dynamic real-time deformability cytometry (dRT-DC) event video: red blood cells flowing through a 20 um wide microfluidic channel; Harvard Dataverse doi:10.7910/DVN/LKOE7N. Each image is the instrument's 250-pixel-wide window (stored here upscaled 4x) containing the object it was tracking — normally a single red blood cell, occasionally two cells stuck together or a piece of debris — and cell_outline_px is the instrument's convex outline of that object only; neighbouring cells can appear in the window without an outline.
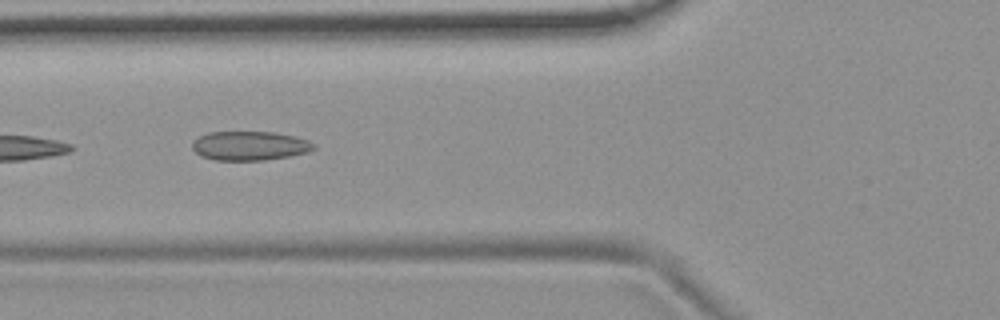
{"species": "common noctule bat (a hibernating species)", "species_latin": "Nyctalus noctula", "temperature_condition": "room temperature", "stored_images_in_passage": 14, "camera_frame_rate_fps": 3000, "um_per_image_px": 0.085, "animal": {"sex": "female", "body_mass_g": 19.9}, "frame": {"image": 1, "passage_image": 5, "time_ms": 1.333, "image_size_px": [1000, 320], "cell_outline_px": [[316, 148], [308, 152], [288, 156], [264, 160], [216, 160], [200, 156], [192, 148], [192, 144], [200, 136], [208, 132], [276, 132], [308, 140], [316, 144]], "centroid_in_image_um": [21.24, 12.39], "position_along_channel_um": 104.6, "area_um2": 20.52}}
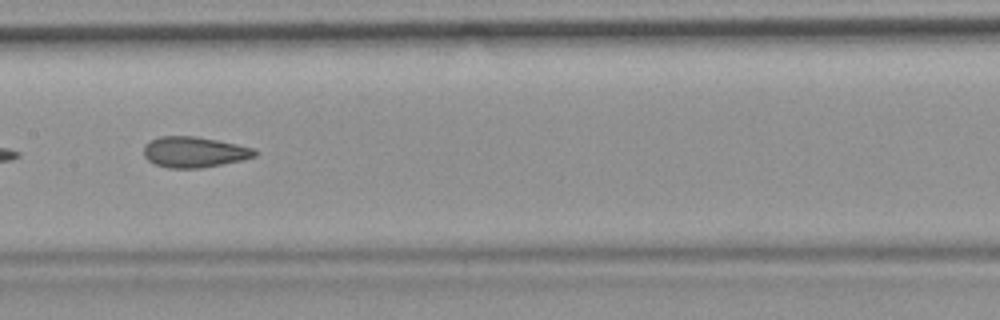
{"frame": {"image": 2, "passage_image": 7, "time_ms": 2.0, "image_size_px": [1000, 320], "cell_outline_px": [[260, 152], [256, 156], [240, 160], [200, 168], [168, 168], [156, 164], [148, 160], [144, 156], [144, 144], [160, 136], [196, 136], [256, 148]], "centroid_in_image_um": [16.52, 12.92], "position_along_channel_um": 190.9, "area_um2": 19.83}}
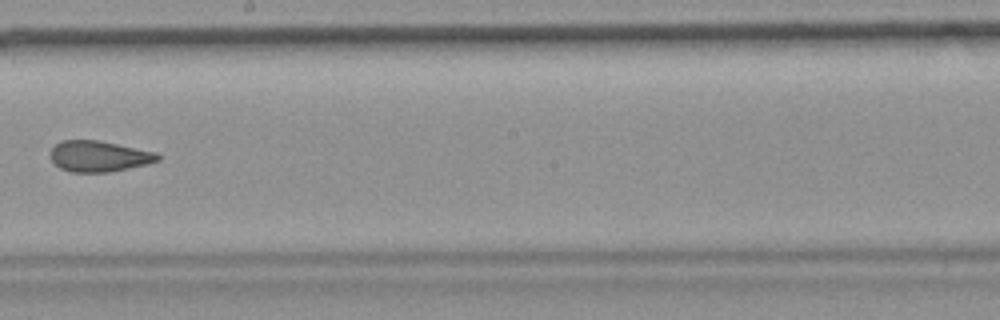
{"frame": {"image": 3, "passage_image": 8, "time_ms": 2.333, "image_size_px": [1000, 320], "cell_outline_px": [[160, 160], [148, 164], [108, 172], [72, 172], [60, 168], [52, 160], [52, 148], [60, 140], [100, 140], [156, 152], [160, 156]], "centroid_in_image_um": [8.44, 13.27], "position_along_channel_um": 239.8, "area_um2": 19.25}}